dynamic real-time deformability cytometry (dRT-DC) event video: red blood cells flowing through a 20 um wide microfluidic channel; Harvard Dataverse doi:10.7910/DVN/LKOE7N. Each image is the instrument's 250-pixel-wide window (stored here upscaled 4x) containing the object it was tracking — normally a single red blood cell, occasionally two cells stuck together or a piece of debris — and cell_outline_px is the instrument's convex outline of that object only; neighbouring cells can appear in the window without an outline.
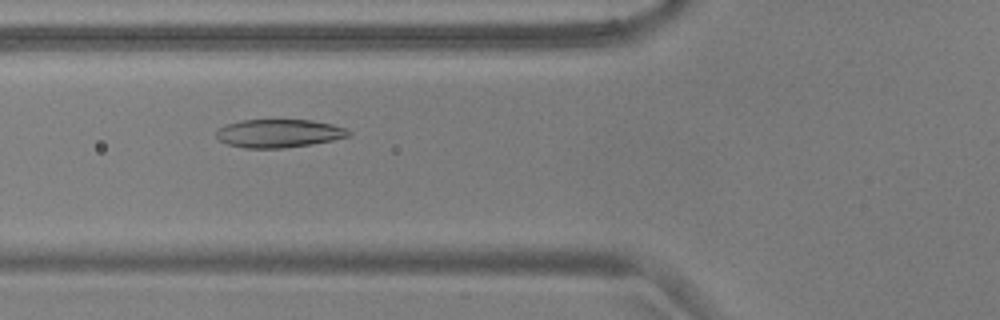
{"species": "common noctule bat (a hibernating species)", "species_latin": "Nyctalus noctula", "temperature_condition": "warm", "stored_images_in_passage": 55, "camera_frame_rate_fps": 3000, "um_per_image_px": 0.085, "animal": {"sex": "male", "body_mass_g": 17.9, "forearm_length_mm": 54.2}, "frame": {"image": 1, "passage_image": 21, "time_ms": 6.667, "image_size_px": [1000, 320], "cell_outline_px": [[352, 132], [348, 136], [332, 140], [312, 144], [284, 148], [244, 148], [228, 144], [220, 140], [216, 136], [216, 128], [224, 124], [244, 120], [312, 120], [332, 124], [344, 128]], "centroid_in_image_um": [23.67, 11.33], "position_along_channel_um": 102.1, "area_um2": 21.79}}
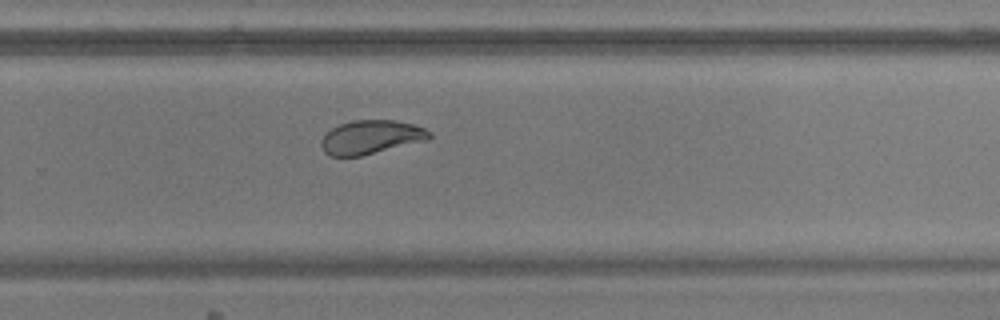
{"frame": {"image": 2, "passage_image": 37, "time_ms": 12.0, "image_size_px": [1000, 320], "cell_outline_px": [[432, 136], [428, 140], [360, 156], [332, 156], [324, 152], [320, 144], [320, 140], [332, 128], [340, 124], [352, 120], [396, 120], [412, 124], [424, 128], [432, 132]], "centroid_in_image_um": [31.55, 11.65], "position_along_channel_um": 298.3, "area_um2": 21.27}}
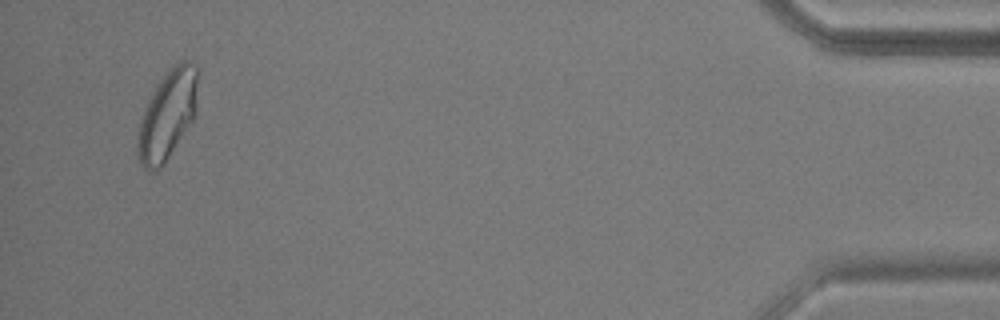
{"frame": {"image": 3, "passage_image": 53, "time_ms": 17.333, "image_size_px": [1000, 320], "cell_outline_px": [[200, 68], [196, 112], [192, 120], [164, 164], [156, 172], [152, 172], [144, 168], [140, 164], [136, 152], [136, 136], [140, 120], [148, 100], [152, 92], [168, 68], [172, 64], [180, 60], [188, 60], [196, 64]], "centroid_in_image_um": [14.24, 9.72], "position_along_channel_um": 421.0, "area_um2": 32.02}, "authors_computed_cell_mechanics": {"area_um2": 23.1778, "velocity_mm_per_s": 3.6832, "shape_relaxation_time_tau1_ms": 7.0232, "shape_relaxation_time_tau2_ms": 1.0741, "deformation_change_tau1": 0.1988, "deformation_change_tau2": 0.0685}}